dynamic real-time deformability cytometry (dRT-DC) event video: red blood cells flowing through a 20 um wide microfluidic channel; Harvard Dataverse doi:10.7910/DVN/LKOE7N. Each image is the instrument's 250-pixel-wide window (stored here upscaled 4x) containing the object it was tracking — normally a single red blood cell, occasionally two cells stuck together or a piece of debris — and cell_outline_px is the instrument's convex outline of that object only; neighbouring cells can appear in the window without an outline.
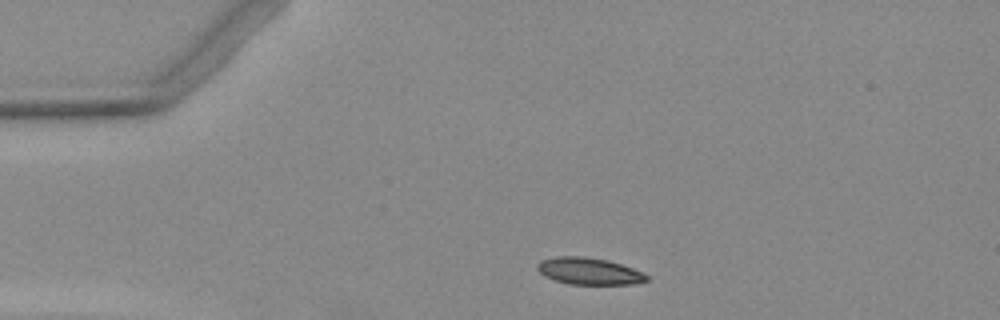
{"species": "Egyptian fruit bat (a non-hibernating species)", "species_latin": "Rousettus aegyptiacus", "temperature_condition": "warm", "stored_images_in_passage": 2, "camera_frame_rate_fps": 3000, "um_per_image_px": 0.085, "animal": {"sex": "female"}, "frame": {"image": 1, "passage_image": 1, "time_ms": 0.0, "image_size_px": [1000, 320], "cell_outline_px": [[648, 280], [632, 284], [568, 284], [552, 280], [544, 276], [536, 268], [536, 264], [540, 260], [556, 256], [584, 256], [608, 260], [644, 272], [648, 276]], "centroid_in_image_um": [50.02, 23.04], "position_along_channel_um": 35.0, "area_um2": 17.28}}